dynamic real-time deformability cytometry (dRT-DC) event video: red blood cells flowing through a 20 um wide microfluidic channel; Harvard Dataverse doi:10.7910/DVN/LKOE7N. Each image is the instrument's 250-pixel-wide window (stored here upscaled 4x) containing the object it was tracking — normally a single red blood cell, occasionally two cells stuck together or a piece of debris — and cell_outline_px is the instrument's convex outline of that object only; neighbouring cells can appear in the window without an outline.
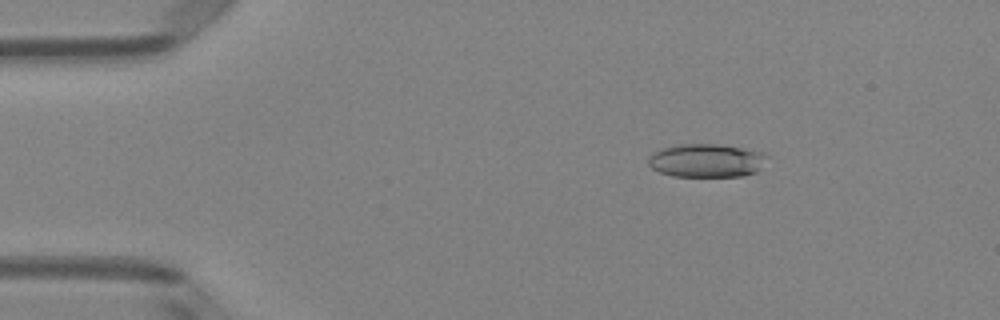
{"species": "Egyptian fruit bat (a non-hibernating species)", "species_latin": "Rousettus aegyptiacus", "temperature_condition": "room temperature", "stored_images_in_passage": 3, "camera_frame_rate_fps": 3000, "um_per_image_px": 0.085, "animal": {"sex": "female"}, "frame": {"image": 1, "passage_image": 1, "time_ms": 0.0, "image_size_px": [1000, 320], "cell_outline_px": [[768, 156], [756, 172], [744, 176], [672, 176], [660, 172], [652, 168], [648, 164], [648, 160], [656, 152], [664, 148], [680, 144], [720, 144], [764, 152]], "centroid_in_image_um": [60.08, 13.65], "position_along_channel_um": 24.9, "area_um2": 22.89}}
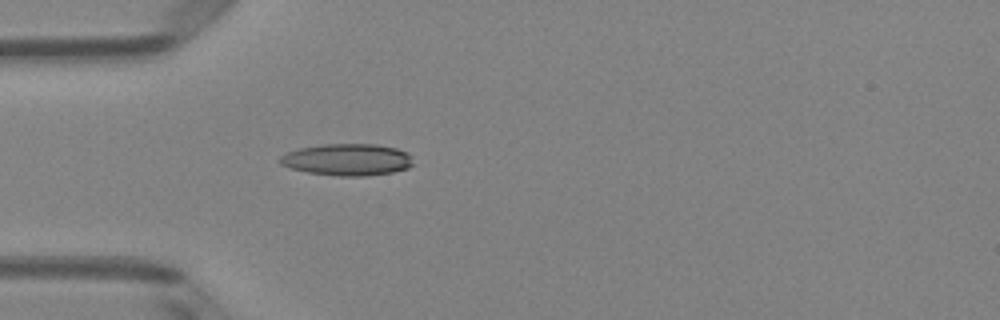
{"frame": {"image": 2, "passage_image": 3, "time_ms": 0.667, "image_size_px": [1000, 320], "cell_outline_px": [[412, 164], [408, 168], [392, 172], [368, 176], [340, 176], [308, 172], [292, 168], [280, 164], [280, 156], [288, 152], [300, 148], [324, 144], [376, 144], [396, 148], [404, 152], [408, 156]], "centroid_in_image_um": [29.5, 13.57], "position_along_channel_um": 55.5, "area_um2": 24.33}}